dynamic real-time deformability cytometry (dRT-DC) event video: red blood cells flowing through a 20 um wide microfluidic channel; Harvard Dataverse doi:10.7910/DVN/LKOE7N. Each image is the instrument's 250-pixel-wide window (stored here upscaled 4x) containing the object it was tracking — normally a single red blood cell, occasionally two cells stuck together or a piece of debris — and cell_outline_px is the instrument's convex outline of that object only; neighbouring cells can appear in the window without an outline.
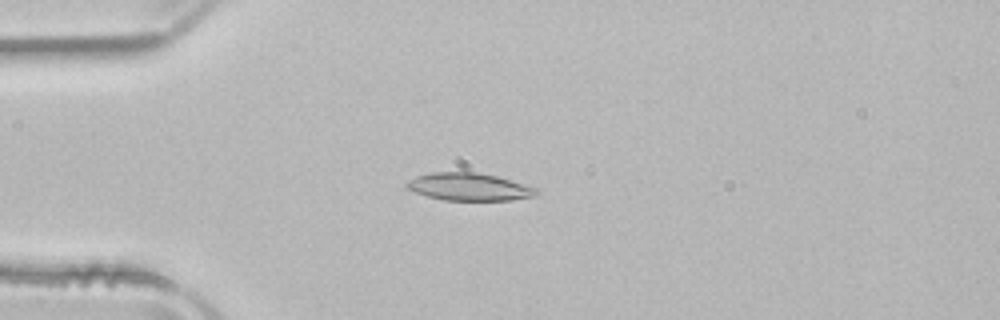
{"species": "common noctule bat (a hibernating species)", "species_latin": "Nyctalus noctula", "temperature_condition": "room temperature", "stored_images_in_passage": 45, "camera_frame_rate_fps": 3000, "um_per_image_px": 0.085, "animal": {"sex": "male", "body_mass_g": 21.5, "forearm_length_mm": 52.0}, "frame": {"image": 1, "passage_image": 7, "time_ms": 2.0, "image_size_px": [1000, 320], "cell_outline_px": [[540, 192], [536, 196], [512, 200], [444, 200], [428, 196], [416, 192], [408, 188], [404, 184], [408, 180], [416, 176], [432, 172], [476, 172], [496, 176], [536, 188]], "centroid_in_image_um": [39.87, 15.88], "position_along_channel_um": 45.1, "area_um2": 20.69}}
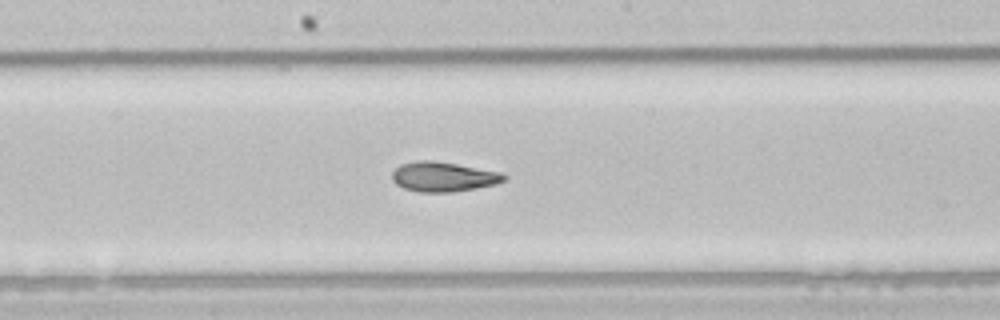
{"frame": {"image": 2, "passage_image": 21, "time_ms": 6.667, "image_size_px": [1000, 320], "cell_outline_px": [[508, 176], [504, 180], [496, 184], [476, 188], [452, 192], [420, 192], [404, 188], [396, 184], [392, 180], [392, 172], [400, 164], [416, 160], [432, 160], [456, 164], [500, 172]], "centroid_in_image_um": [37.66, 15.02], "position_along_channel_um": 210.5, "area_um2": 19.36}}
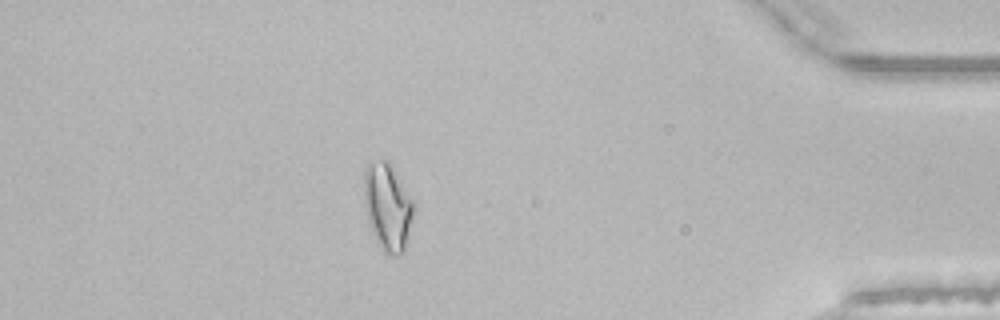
{"frame": {"image": 3, "passage_image": 39, "time_ms": 12.667, "image_size_px": [1000, 320], "cell_outline_px": [[416, 208], [404, 252], [396, 256], [388, 256], [380, 248], [376, 240], [368, 220], [364, 204], [364, 168], [368, 164], [380, 160], [388, 160], [392, 164], [416, 204]], "centroid_in_image_um": [32.98, 17.58], "position_along_channel_um": 402.2, "area_um2": 25.78}, "authors_computed_cell_mechanics": {"area_um2": 20.0566, "velocity_mm_per_s": 3.9342, "shape_relaxation_time_tau1_ms": 6.0078, "shape_relaxation_time_tau2_ms": 2.0145, "deformation_change_tau1": 0.1699, "deformation_change_tau2": 0.0944}}